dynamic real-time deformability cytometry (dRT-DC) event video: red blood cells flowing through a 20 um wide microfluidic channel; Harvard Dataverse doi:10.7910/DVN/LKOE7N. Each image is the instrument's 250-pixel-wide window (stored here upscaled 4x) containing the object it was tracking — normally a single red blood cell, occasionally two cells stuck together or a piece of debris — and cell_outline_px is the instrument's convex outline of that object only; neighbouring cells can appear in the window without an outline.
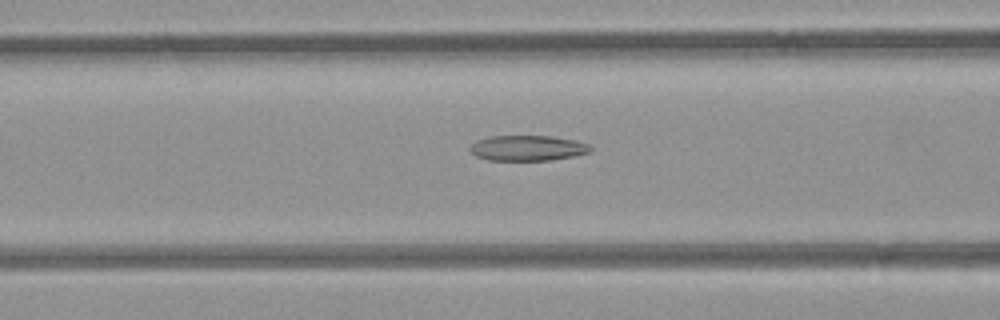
{"species": "common noctule bat (a hibernating species)", "species_latin": "Nyctalus noctula", "temperature_condition": "room temperature", "stored_images_in_passage": 48, "camera_frame_rate_fps": 3000, "um_per_image_px": 0.085, "animal": {"sex": "female", "body_mass_g": 21.9}, "frame": {"image": 1, "passage_image": 16, "time_ms": 5.0, "image_size_px": [1000, 320], "cell_outline_px": [[592, 148], [588, 152], [572, 156], [552, 160], [488, 160], [476, 156], [468, 148], [476, 140], [492, 136], [552, 136], [576, 140], [588, 144]], "centroid_in_image_um": [44.83, 12.58], "position_along_channel_um": 121.8, "area_um2": 17.74}}
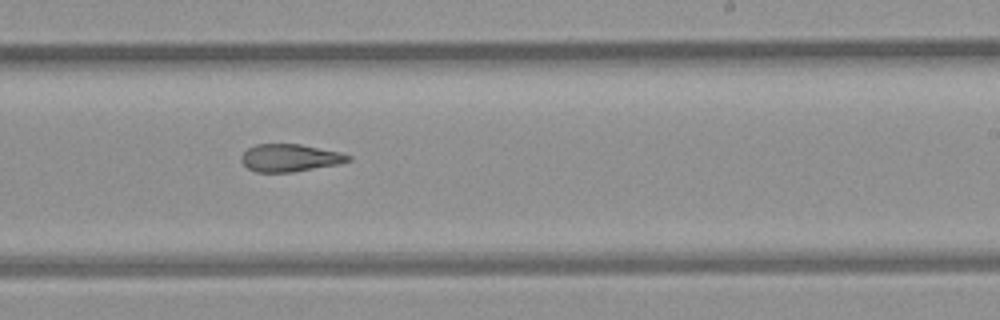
{"frame": {"image": 2, "passage_image": 27, "time_ms": 8.667, "image_size_px": [1000, 320], "cell_outline_px": [[352, 160], [340, 164], [292, 172], [256, 172], [248, 168], [240, 160], [240, 156], [248, 148], [256, 144], [300, 144], [340, 152], [352, 156]], "centroid_in_image_um": [24.65, 13.42], "position_along_channel_um": 264.3, "area_um2": 17.22}}
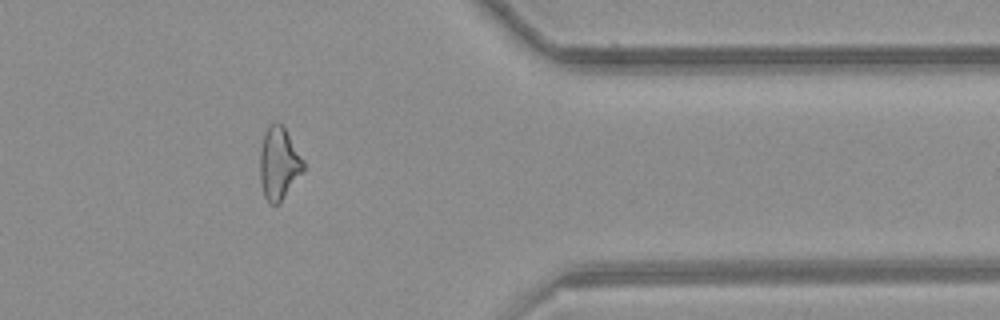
{"frame": {"image": 3, "passage_image": 38, "time_ms": 12.333, "image_size_px": [1000, 320], "cell_outline_px": [[304, 168], [280, 200], [276, 204], [268, 204], [264, 196], [260, 184], [260, 148], [264, 132], [268, 124], [272, 120], [276, 120], [284, 124], [304, 160]], "centroid_in_image_um": [23.67, 13.77], "position_along_channel_um": 387.7, "area_um2": 18.5}, "authors_computed_cell_mechanics": {"area_um2": 18.9584, "velocity_mm_per_s": 3.8868, "shape_relaxation_time_tau1_ms": null, "shape_relaxation_time_tau2_ms": 2.2037, "deformation_change_tau1": null, "deformation_change_tau2": 0.1053}}